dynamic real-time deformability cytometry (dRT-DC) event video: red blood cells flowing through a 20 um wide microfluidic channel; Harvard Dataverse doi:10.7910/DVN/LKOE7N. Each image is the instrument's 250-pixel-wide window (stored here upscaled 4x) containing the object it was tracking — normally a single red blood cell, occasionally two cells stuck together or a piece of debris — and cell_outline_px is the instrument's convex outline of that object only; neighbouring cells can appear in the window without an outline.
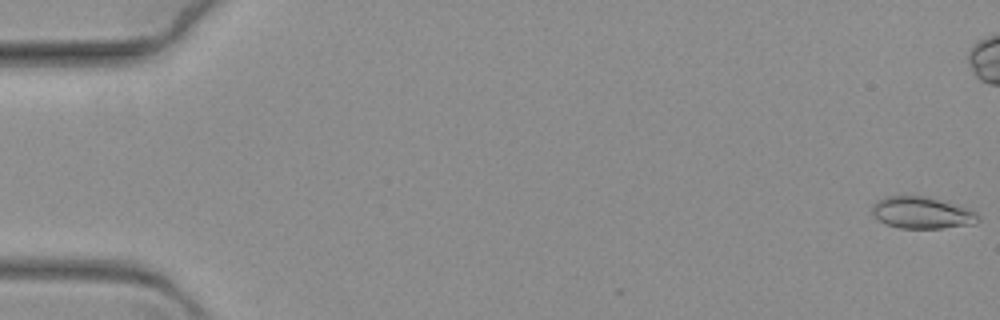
{"species": "common noctule bat (a hibernating species)", "species_latin": "Nyctalus noctula", "temperature_condition": "warm", "stored_images_in_passage": 29, "camera_frame_rate_fps": 3000, "um_per_image_px": 0.085, "animal": {"sex": "female", "body_mass_g": 19.3, "forearm_length_mm": 54.1}, "frame": {"image": 1, "passage_image": 1, "time_ms": 0.0, "image_size_px": [1000, 320], "cell_outline_px": [[980, 220], [976, 224], [940, 228], [900, 228], [888, 224], [872, 216], [872, 204], [888, 196], [924, 196], [968, 208], [976, 212], [980, 216]], "centroid_in_image_um": [78.39, 18.09], "position_along_channel_um": 6.6, "area_um2": 19.48}}
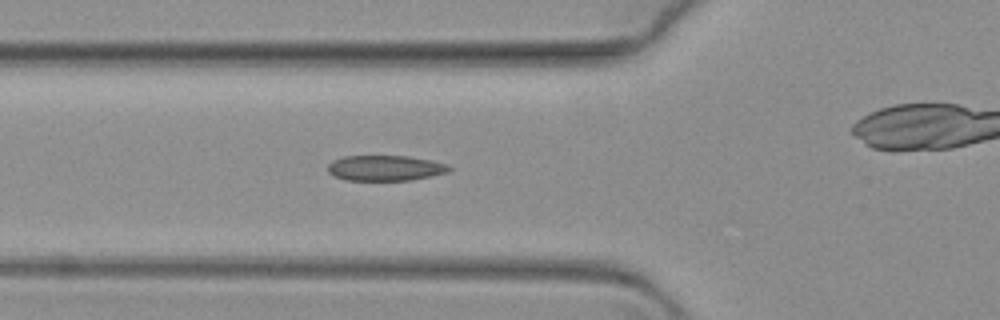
{"frame": {"image": 2, "passage_image": 25, "time_ms": 8.0, "image_size_px": [1000, 320], "cell_outline_px": [[452, 168], [448, 172], [412, 180], [344, 180], [332, 176], [328, 172], [328, 164], [332, 160], [344, 156], [408, 156], [432, 160], [448, 164]], "centroid_in_image_um": [32.73, 14.28], "position_along_channel_um": 93.1, "area_um2": 18.15}}